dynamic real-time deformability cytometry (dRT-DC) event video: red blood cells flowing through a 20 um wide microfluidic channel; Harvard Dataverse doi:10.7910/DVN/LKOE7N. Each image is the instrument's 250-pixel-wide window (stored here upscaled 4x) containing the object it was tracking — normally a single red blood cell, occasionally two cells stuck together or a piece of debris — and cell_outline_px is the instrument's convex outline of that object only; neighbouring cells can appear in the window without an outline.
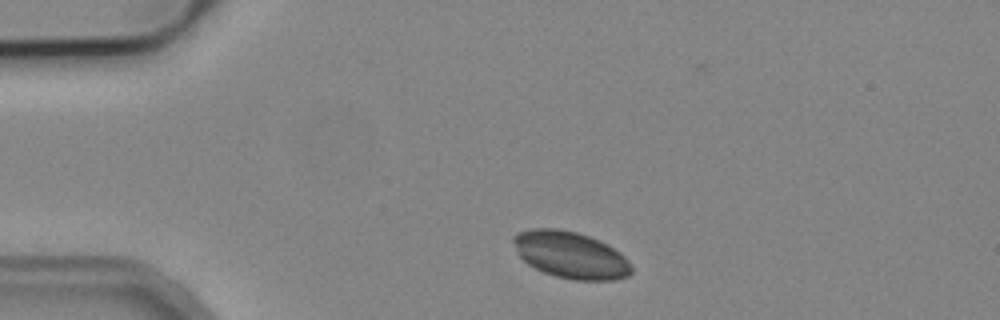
{"species": "common noctule bat (a hibernating species)", "species_latin": "Nyctalus noctula", "temperature_condition": "cold", "stored_images_in_passage": 3, "camera_frame_rate_fps": 3000, "um_per_image_px": 0.085, "animal": {"sex": "male", "body_mass_g": 19.2, "forearm_length_mm": 51.8}, "frame": {"image": 1, "passage_image": 2, "time_ms": 1.333, "image_size_px": [1000, 320], "cell_outline_px": [[632, 272], [628, 276], [612, 280], [572, 280], [556, 276], [544, 272], [528, 264], [520, 256], [512, 240], [512, 236], [516, 232], [532, 228], [560, 228], [576, 232], [600, 240], [608, 244], [620, 252], [628, 260], [632, 268]], "centroid_in_image_um": [48.51, 21.66], "position_along_channel_um": 36.5, "area_um2": 32.31}}